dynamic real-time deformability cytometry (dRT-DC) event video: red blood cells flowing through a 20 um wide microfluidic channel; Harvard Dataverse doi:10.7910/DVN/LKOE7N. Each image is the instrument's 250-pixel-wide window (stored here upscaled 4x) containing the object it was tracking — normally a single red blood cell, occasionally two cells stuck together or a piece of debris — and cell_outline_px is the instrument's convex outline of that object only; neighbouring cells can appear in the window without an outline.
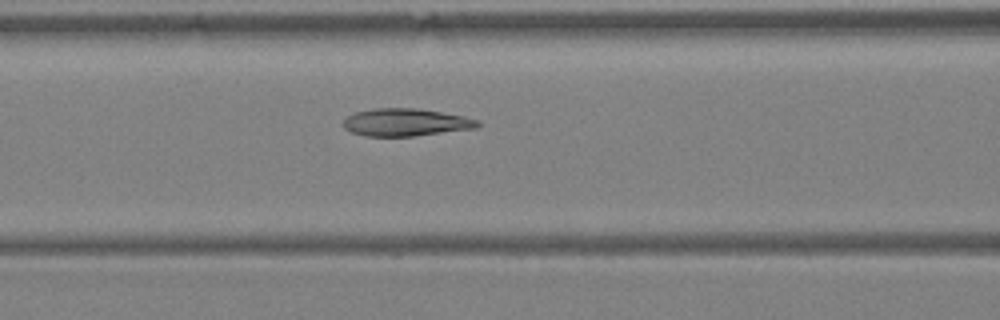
{"species": "Egyptian fruit bat (a non-hibernating species)", "species_latin": "Rousettus aegyptiacus", "temperature_condition": "warm", "stored_images_in_passage": 30, "camera_frame_rate_fps": 3000, "um_per_image_px": 0.085, "animal": {"sex": "female"}, "frame": {"image": 1, "passage_image": 8, "time_ms": 2.333, "image_size_px": [1000, 320], "cell_outline_px": [[480, 124], [476, 128], [416, 136], [364, 136], [352, 132], [344, 128], [344, 120], [348, 116], [356, 112], [376, 108], [416, 108], [464, 116], [480, 120]], "centroid_in_image_um": [34.51, 10.4], "position_along_channel_um": 132.1, "area_um2": 21.5}}
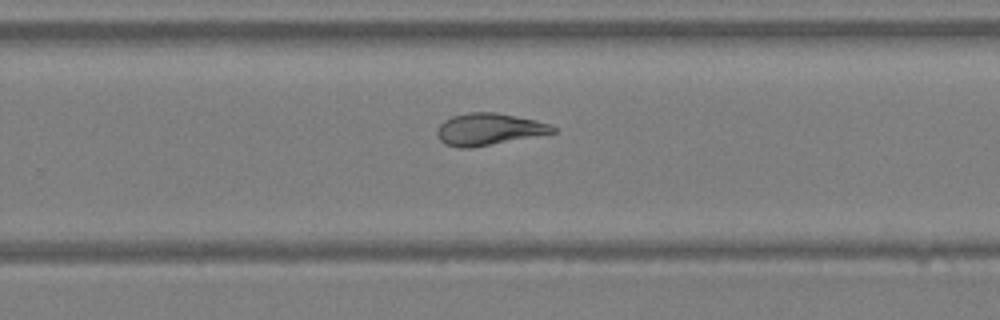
{"frame": {"image": 2, "passage_image": 17, "time_ms": 5.333, "image_size_px": [1000, 320], "cell_outline_px": [[556, 132], [472, 148], [460, 148], [444, 144], [440, 140], [436, 132], [440, 124], [444, 120], [452, 116], [468, 112], [496, 112], [536, 120], [548, 124], [556, 128]], "centroid_in_image_um": [41.51, 10.98], "position_along_channel_um": 288.3, "area_um2": 21.44}}
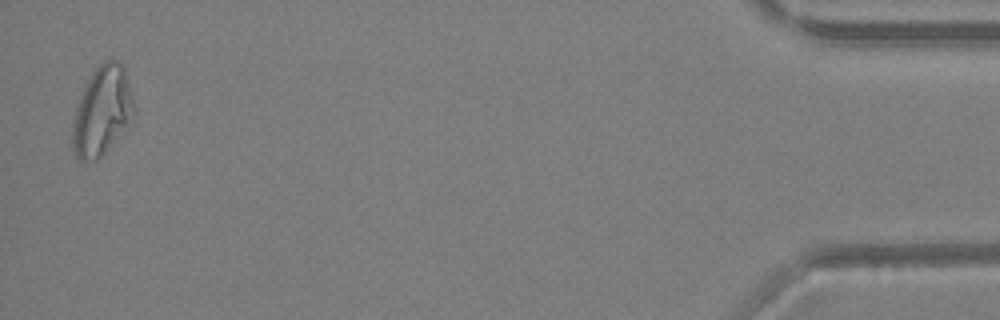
{"frame": {"image": 3, "passage_image": 30, "time_ms": 9.667, "image_size_px": [1000, 320], "cell_outline_px": [[136, 108], [104, 152], [96, 160], [80, 160], [76, 156], [72, 148], [72, 120], [76, 104], [88, 76], [104, 60], [120, 60], [124, 68]], "centroid_in_image_um": [8.61, 9.36], "position_along_channel_um": 426.6, "area_um2": 31.21}}